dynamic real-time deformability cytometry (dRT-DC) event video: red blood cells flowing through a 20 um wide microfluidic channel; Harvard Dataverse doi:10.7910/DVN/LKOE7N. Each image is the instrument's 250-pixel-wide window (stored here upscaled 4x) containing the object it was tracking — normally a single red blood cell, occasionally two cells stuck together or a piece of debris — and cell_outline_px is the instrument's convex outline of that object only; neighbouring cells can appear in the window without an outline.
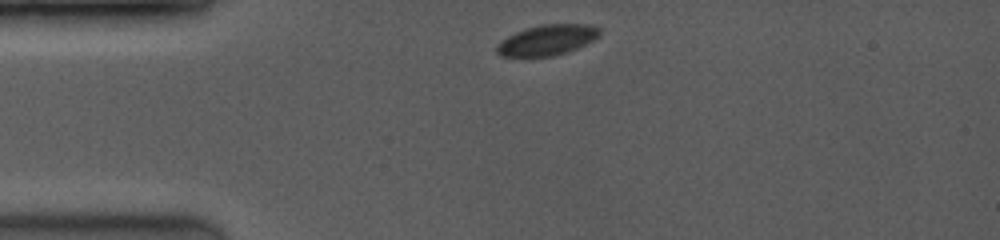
{"species": "common noctule bat (a hibernating species)", "species_latin": "Nyctalus noctula", "temperature_condition": "room temperature", "stored_images_in_passage": 19, "camera_frame_rate_fps": 3500, "um_per_image_px": 0.085, "animal": {"sex": "female", "body_mass_g": 19.0, "forearm_length_mm": 53.3}, "frame": {"image": 1, "passage_image": 1, "time_ms": 0.0, "image_size_px": [1000, 240], "cell_outline_px": [[600, 36], [576, 48], [552, 56], [520, 60], [500, 56], [496, 52], [496, 44], [500, 40], [524, 28], [540, 24], [584, 24], [600, 28]], "centroid_in_image_um": [46.38, 3.45], "position_along_channel_um": 38.6, "area_um2": 18.9}}
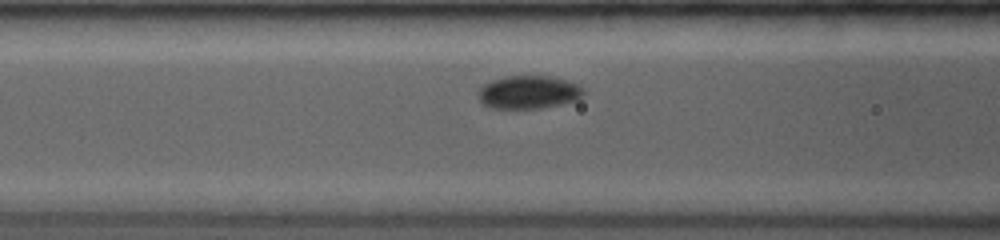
{"frame": {"image": 2, "passage_image": 8, "time_ms": 2.857, "image_size_px": [1000, 240], "cell_outline_px": [[584, 96], [576, 100], [560, 104], [540, 108], [488, 108], [480, 100], [480, 88], [484, 84], [492, 80], [504, 76], [552, 76], [576, 84], [584, 92]], "centroid_in_image_um": [44.92, 7.84], "position_along_channel_um": 121.7, "area_um2": 20.06}}
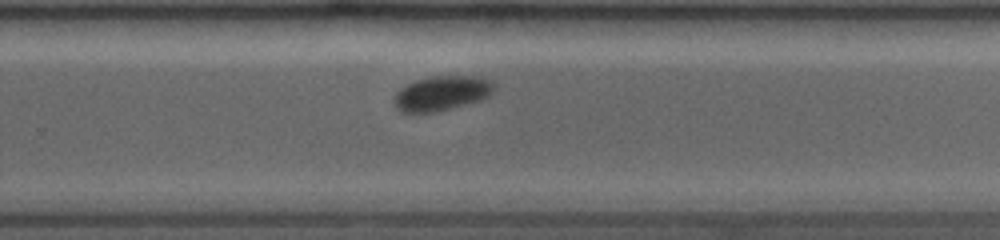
{"frame": {"image": 3, "passage_image": 18, "time_ms": 7.143, "image_size_px": [1000, 240], "cell_outline_px": [[492, 92], [488, 96], [480, 100], [432, 112], [404, 112], [396, 108], [392, 100], [392, 96], [400, 88], [416, 80], [428, 76], [476, 76], [492, 80]], "centroid_in_image_um": [37.49, 7.91], "position_along_channel_um": 292.3, "area_um2": 20.0}}